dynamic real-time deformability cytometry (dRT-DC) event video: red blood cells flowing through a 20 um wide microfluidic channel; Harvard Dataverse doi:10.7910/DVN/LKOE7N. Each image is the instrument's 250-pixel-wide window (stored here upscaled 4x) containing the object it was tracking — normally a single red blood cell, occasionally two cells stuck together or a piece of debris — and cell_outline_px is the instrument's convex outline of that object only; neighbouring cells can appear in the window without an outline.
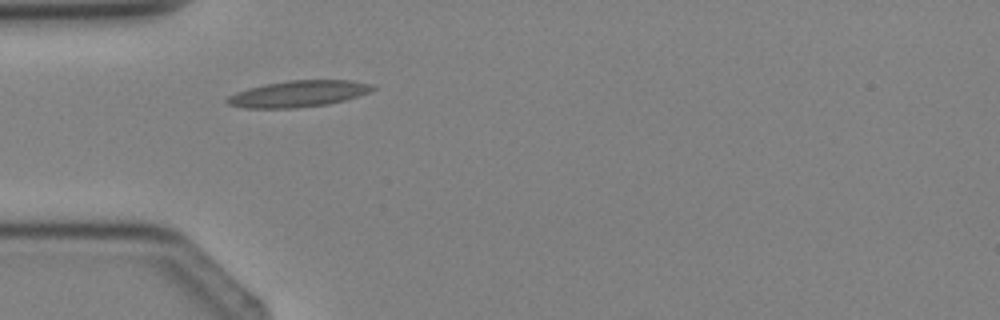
{"species": "Egyptian fruit bat (a non-hibernating species)", "species_latin": "Rousettus aegyptiacus", "temperature_condition": "cold", "stored_images_in_passage": 2, "camera_frame_rate_fps": 3000, "um_per_image_px": 0.085, "animal": {"sex": "female"}, "frame": {"image": 1, "passage_image": 2, "time_ms": 1.0, "image_size_px": [1000, 320], "cell_outline_px": [[376, 88], [368, 92], [344, 100], [328, 104], [296, 108], [244, 108], [228, 104], [224, 100], [228, 96], [236, 92], [248, 88], [264, 84], [288, 80], [352, 80], [372, 84]], "centroid_in_image_um": [25.32, 7.97], "position_along_channel_um": 59.7, "area_um2": 22.37}}